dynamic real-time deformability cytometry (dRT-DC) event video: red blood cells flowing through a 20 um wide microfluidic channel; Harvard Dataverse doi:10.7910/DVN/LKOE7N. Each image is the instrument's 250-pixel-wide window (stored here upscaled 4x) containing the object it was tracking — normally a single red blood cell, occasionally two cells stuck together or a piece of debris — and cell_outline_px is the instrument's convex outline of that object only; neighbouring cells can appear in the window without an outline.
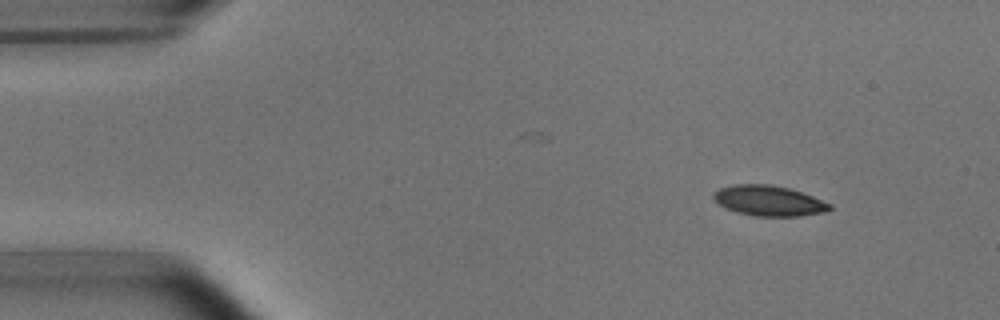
{"species": "common noctule bat (a hibernating species)", "species_latin": "Nyctalus noctula", "temperature_condition": "room temperature", "stored_images_in_passage": 7, "camera_frame_rate_fps": 3000, "um_per_image_px": 0.085, "animal": {"sex": "male", "body_mass_g": 15.6}, "frame": {"image": 1, "passage_image": 1, "time_ms": 0.0, "image_size_px": [1000, 320], "cell_outline_px": [[832, 208], [828, 212], [800, 216], [756, 216], [736, 212], [720, 204], [712, 196], [720, 188], [732, 184], [768, 184], [788, 188], [812, 196], [832, 204]], "centroid_in_image_um": [65.4, 17.07], "position_along_channel_um": 19.6, "area_um2": 20.4}}
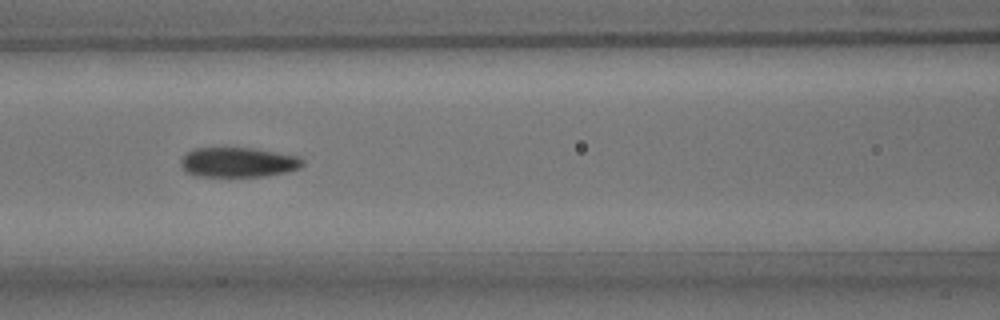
{"frame": {"image": 2, "passage_image": 6, "time_ms": 5.667, "image_size_px": [1000, 320], "cell_outline_px": [[304, 164], [300, 168], [288, 172], [268, 176], [196, 176], [184, 172], [180, 164], [180, 160], [188, 152], [196, 148], [252, 148], [296, 156], [304, 160]], "centroid_in_image_um": [20.23, 13.81], "position_along_channel_um": 146.4, "area_um2": 21.15}}
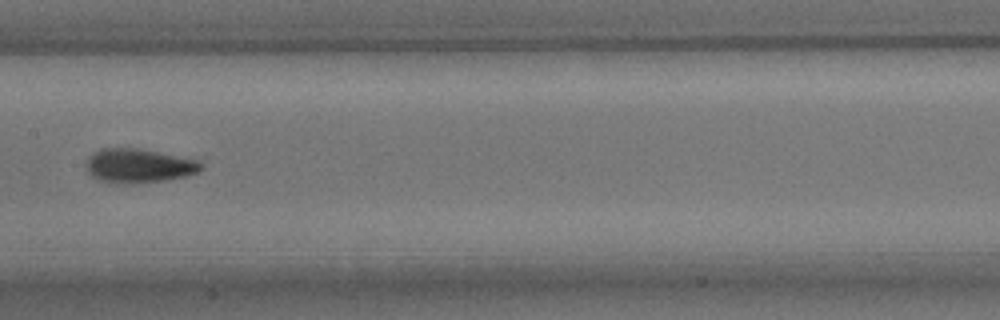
{"frame": {"image": 3, "passage_image": 7, "time_ms": 7.0, "image_size_px": [1000, 320], "cell_outline_px": [[204, 168], [196, 172], [184, 176], [160, 180], [132, 184], [108, 184], [92, 176], [88, 172], [88, 160], [100, 148], [136, 148], [196, 160]], "centroid_in_image_um": [11.74, 14.11], "position_along_channel_um": 195.7, "area_um2": 22.25}}